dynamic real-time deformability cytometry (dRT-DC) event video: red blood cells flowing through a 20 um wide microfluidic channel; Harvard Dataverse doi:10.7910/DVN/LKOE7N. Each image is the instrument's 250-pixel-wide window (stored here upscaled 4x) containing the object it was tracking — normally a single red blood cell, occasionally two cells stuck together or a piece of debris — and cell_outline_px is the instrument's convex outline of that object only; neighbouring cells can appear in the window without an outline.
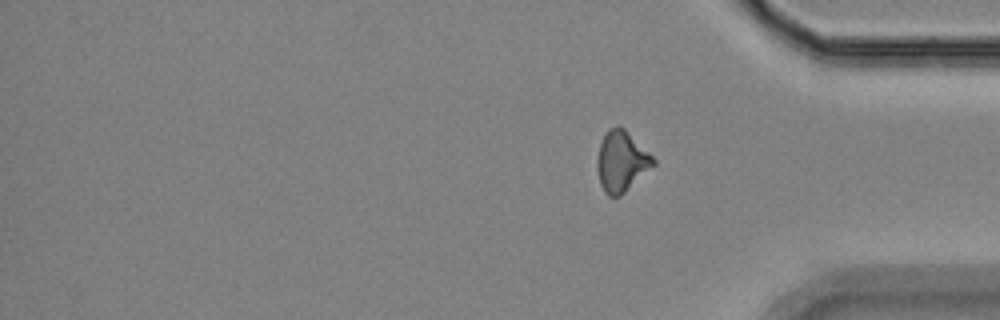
{"species": "Egyptian fruit bat (a non-hibernating species)", "species_latin": "Rousettus aegyptiacus", "temperature_condition": "room temperature", "stored_images_in_passage": 12, "segment_of_instrument_passage": [2, 2], "camera_frame_rate_fps": 3000, "um_per_image_px": 0.085, "animal": {"sex": "female"}, "frame": {"image": 1, "passage_image": 12, "time_ms": 3.667, "image_size_px": [1000, 320], "cell_outline_px": [[656, 164], [620, 196], [608, 196], [604, 192], [600, 184], [596, 168], [596, 160], [600, 144], [608, 128], [624, 128], [656, 160]], "centroid_in_image_um": [52.81, 13.75], "position_along_channel_um": 382.4, "area_um2": 19.59}}